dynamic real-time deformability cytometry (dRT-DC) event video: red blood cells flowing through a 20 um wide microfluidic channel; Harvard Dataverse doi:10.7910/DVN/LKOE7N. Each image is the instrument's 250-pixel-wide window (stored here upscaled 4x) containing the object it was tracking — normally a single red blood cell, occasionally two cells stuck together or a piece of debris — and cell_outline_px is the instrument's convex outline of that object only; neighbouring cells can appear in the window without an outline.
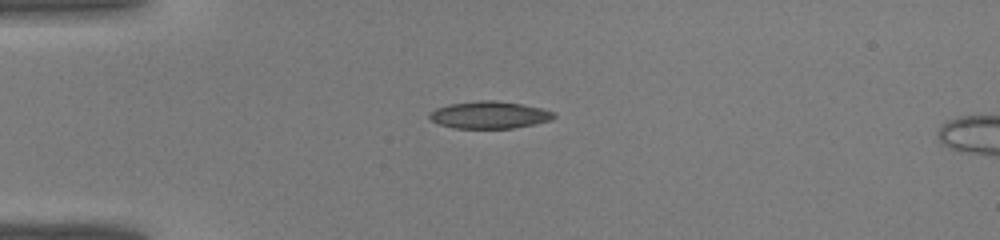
{"species": "common noctule bat (a hibernating species)", "species_latin": "Nyctalus noctula", "temperature_condition": "warm", "stored_images_in_passage": 12, "camera_frame_rate_fps": 3000, "um_per_image_px": 0.085, "animal": {"sex": "male", "body_mass_g": 19.0, "forearm_length_mm": 50.8}, "frame": {"image": 1, "passage_image": 9, "time_ms": 2.667, "image_size_px": [1000, 240], "cell_outline_px": [[556, 116], [552, 120], [512, 128], [452, 128], [440, 124], [432, 120], [428, 116], [428, 112], [436, 108], [448, 104], [476, 100], [496, 100], [520, 104], [540, 108], [552, 112]], "centroid_in_image_um": [41.54, 9.76], "position_along_channel_um": 43.5, "area_um2": 19.65}}